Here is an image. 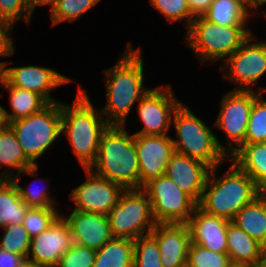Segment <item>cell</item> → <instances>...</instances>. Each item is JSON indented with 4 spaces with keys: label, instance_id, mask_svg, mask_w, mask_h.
I'll return each mask as SVG.
<instances>
[{
    "label": "cell",
    "instance_id": "cell-6",
    "mask_svg": "<svg viewBox=\"0 0 266 267\" xmlns=\"http://www.w3.org/2000/svg\"><path fill=\"white\" fill-rule=\"evenodd\" d=\"M185 32V45L204 66L207 62H224L240 48L252 30L246 26H219L203 16H198Z\"/></svg>",
    "mask_w": 266,
    "mask_h": 267
},
{
    "label": "cell",
    "instance_id": "cell-31",
    "mask_svg": "<svg viewBox=\"0 0 266 267\" xmlns=\"http://www.w3.org/2000/svg\"><path fill=\"white\" fill-rule=\"evenodd\" d=\"M133 267H163L156 238L151 233L134 240Z\"/></svg>",
    "mask_w": 266,
    "mask_h": 267
},
{
    "label": "cell",
    "instance_id": "cell-18",
    "mask_svg": "<svg viewBox=\"0 0 266 267\" xmlns=\"http://www.w3.org/2000/svg\"><path fill=\"white\" fill-rule=\"evenodd\" d=\"M62 216L69 224L74 244L98 250L113 238L106 215L72 209L68 216Z\"/></svg>",
    "mask_w": 266,
    "mask_h": 267
},
{
    "label": "cell",
    "instance_id": "cell-34",
    "mask_svg": "<svg viewBox=\"0 0 266 267\" xmlns=\"http://www.w3.org/2000/svg\"><path fill=\"white\" fill-rule=\"evenodd\" d=\"M187 267H233L227 253H217L190 242Z\"/></svg>",
    "mask_w": 266,
    "mask_h": 267
},
{
    "label": "cell",
    "instance_id": "cell-20",
    "mask_svg": "<svg viewBox=\"0 0 266 267\" xmlns=\"http://www.w3.org/2000/svg\"><path fill=\"white\" fill-rule=\"evenodd\" d=\"M230 222L208 214L197 206L187 223L191 242L217 253H227V231Z\"/></svg>",
    "mask_w": 266,
    "mask_h": 267
},
{
    "label": "cell",
    "instance_id": "cell-9",
    "mask_svg": "<svg viewBox=\"0 0 266 267\" xmlns=\"http://www.w3.org/2000/svg\"><path fill=\"white\" fill-rule=\"evenodd\" d=\"M255 36L252 32L240 48L219 67L223 78L235 83L232 90H257L265 93L266 86L254 88L266 75V41H258Z\"/></svg>",
    "mask_w": 266,
    "mask_h": 267
},
{
    "label": "cell",
    "instance_id": "cell-21",
    "mask_svg": "<svg viewBox=\"0 0 266 267\" xmlns=\"http://www.w3.org/2000/svg\"><path fill=\"white\" fill-rule=\"evenodd\" d=\"M0 179L18 181L24 174L38 176V166L34 165L24 154L13 129L8 126L0 130ZM12 170V171H11ZM16 170V172L14 171Z\"/></svg>",
    "mask_w": 266,
    "mask_h": 267
},
{
    "label": "cell",
    "instance_id": "cell-41",
    "mask_svg": "<svg viewBox=\"0 0 266 267\" xmlns=\"http://www.w3.org/2000/svg\"><path fill=\"white\" fill-rule=\"evenodd\" d=\"M213 0H186L194 17L203 16Z\"/></svg>",
    "mask_w": 266,
    "mask_h": 267
},
{
    "label": "cell",
    "instance_id": "cell-44",
    "mask_svg": "<svg viewBox=\"0 0 266 267\" xmlns=\"http://www.w3.org/2000/svg\"><path fill=\"white\" fill-rule=\"evenodd\" d=\"M18 267H37L36 265H34L31 261H29L27 258L25 260H23Z\"/></svg>",
    "mask_w": 266,
    "mask_h": 267
},
{
    "label": "cell",
    "instance_id": "cell-16",
    "mask_svg": "<svg viewBox=\"0 0 266 267\" xmlns=\"http://www.w3.org/2000/svg\"><path fill=\"white\" fill-rule=\"evenodd\" d=\"M139 161V188L165 174L171 155L175 152L172 136L134 134Z\"/></svg>",
    "mask_w": 266,
    "mask_h": 267
},
{
    "label": "cell",
    "instance_id": "cell-37",
    "mask_svg": "<svg viewBox=\"0 0 266 267\" xmlns=\"http://www.w3.org/2000/svg\"><path fill=\"white\" fill-rule=\"evenodd\" d=\"M18 189L20 198L23 200V202L29 206V208H47V207H56L58 205L56 202L57 196L51 197L48 187L37 188L35 186V189H33L34 182L29 185L28 188H24L23 186H20V183L18 181H13ZM33 185V186H32ZM31 187V188H30ZM33 187V188H32Z\"/></svg>",
    "mask_w": 266,
    "mask_h": 267
},
{
    "label": "cell",
    "instance_id": "cell-36",
    "mask_svg": "<svg viewBox=\"0 0 266 267\" xmlns=\"http://www.w3.org/2000/svg\"><path fill=\"white\" fill-rule=\"evenodd\" d=\"M60 214L57 207L28 208L22 225L33 238L46 230Z\"/></svg>",
    "mask_w": 266,
    "mask_h": 267
},
{
    "label": "cell",
    "instance_id": "cell-19",
    "mask_svg": "<svg viewBox=\"0 0 266 267\" xmlns=\"http://www.w3.org/2000/svg\"><path fill=\"white\" fill-rule=\"evenodd\" d=\"M151 234L156 238L163 267H186L191 242L187 224L157 223Z\"/></svg>",
    "mask_w": 266,
    "mask_h": 267
},
{
    "label": "cell",
    "instance_id": "cell-13",
    "mask_svg": "<svg viewBox=\"0 0 266 267\" xmlns=\"http://www.w3.org/2000/svg\"><path fill=\"white\" fill-rule=\"evenodd\" d=\"M86 180L70 192L72 209L108 215L117 205L120 195L125 190L122 186L84 168Z\"/></svg>",
    "mask_w": 266,
    "mask_h": 267
},
{
    "label": "cell",
    "instance_id": "cell-49",
    "mask_svg": "<svg viewBox=\"0 0 266 267\" xmlns=\"http://www.w3.org/2000/svg\"><path fill=\"white\" fill-rule=\"evenodd\" d=\"M263 267H266V260H264V265H263Z\"/></svg>",
    "mask_w": 266,
    "mask_h": 267
},
{
    "label": "cell",
    "instance_id": "cell-38",
    "mask_svg": "<svg viewBox=\"0 0 266 267\" xmlns=\"http://www.w3.org/2000/svg\"><path fill=\"white\" fill-rule=\"evenodd\" d=\"M97 250L73 244L60 258L57 267H93Z\"/></svg>",
    "mask_w": 266,
    "mask_h": 267
},
{
    "label": "cell",
    "instance_id": "cell-42",
    "mask_svg": "<svg viewBox=\"0 0 266 267\" xmlns=\"http://www.w3.org/2000/svg\"><path fill=\"white\" fill-rule=\"evenodd\" d=\"M244 1L247 11L251 16L258 14L257 12L259 11H257V9L259 7L261 8L262 6L266 5V0H244Z\"/></svg>",
    "mask_w": 266,
    "mask_h": 267
},
{
    "label": "cell",
    "instance_id": "cell-25",
    "mask_svg": "<svg viewBox=\"0 0 266 267\" xmlns=\"http://www.w3.org/2000/svg\"><path fill=\"white\" fill-rule=\"evenodd\" d=\"M0 87L9 92L11 111L5 110L9 123L35 114L49 104L37 93L10 86L4 79H2Z\"/></svg>",
    "mask_w": 266,
    "mask_h": 267
},
{
    "label": "cell",
    "instance_id": "cell-14",
    "mask_svg": "<svg viewBox=\"0 0 266 267\" xmlns=\"http://www.w3.org/2000/svg\"><path fill=\"white\" fill-rule=\"evenodd\" d=\"M73 244L69 224L61 213L46 230L31 239L27 259L37 267H57Z\"/></svg>",
    "mask_w": 266,
    "mask_h": 267
},
{
    "label": "cell",
    "instance_id": "cell-24",
    "mask_svg": "<svg viewBox=\"0 0 266 267\" xmlns=\"http://www.w3.org/2000/svg\"><path fill=\"white\" fill-rule=\"evenodd\" d=\"M264 248L266 247V193L242 207L231 221Z\"/></svg>",
    "mask_w": 266,
    "mask_h": 267
},
{
    "label": "cell",
    "instance_id": "cell-1",
    "mask_svg": "<svg viewBox=\"0 0 266 267\" xmlns=\"http://www.w3.org/2000/svg\"><path fill=\"white\" fill-rule=\"evenodd\" d=\"M142 48L128 43L125 52L110 68L103 70L106 103L100 109L108 125L126 126L127 116L135 103L151 89L144 83Z\"/></svg>",
    "mask_w": 266,
    "mask_h": 267
},
{
    "label": "cell",
    "instance_id": "cell-32",
    "mask_svg": "<svg viewBox=\"0 0 266 267\" xmlns=\"http://www.w3.org/2000/svg\"><path fill=\"white\" fill-rule=\"evenodd\" d=\"M3 229V235L0 234V248L26 259L32 239L27 230L22 224L7 225Z\"/></svg>",
    "mask_w": 266,
    "mask_h": 267
},
{
    "label": "cell",
    "instance_id": "cell-4",
    "mask_svg": "<svg viewBox=\"0 0 266 267\" xmlns=\"http://www.w3.org/2000/svg\"><path fill=\"white\" fill-rule=\"evenodd\" d=\"M222 176L220 166L211 168L204 191L197 206L204 212L232 221L237 212L262 192L253 179L232 161Z\"/></svg>",
    "mask_w": 266,
    "mask_h": 267
},
{
    "label": "cell",
    "instance_id": "cell-27",
    "mask_svg": "<svg viewBox=\"0 0 266 267\" xmlns=\"http://www.w3.org/2000/svg\"><path fill=\"white\" fill-rule=\"evenodd\" d=\"M28 208L20 198L15 183L0 179V230L7 225L22 224Z\"/></svg>",
    "mask_w": 266,
    "mask_h": 267
},
{
    "label": "cell",
    "instance_id": "cell-48",
    "mask_svg": "<svg viewBox=\"0 0 266 267\" xmlns=\"http://www.w3.org/2000/svg\"><path fill=\"white\" fill-rule=\"evenodd\" d=\"M264 260H266V247L264 248Z\"/></svg>",
    "mask_w": 266,
    "mask_h": 267
},
{
    "label": "cell",
    "instance_id": "cell-2",
    "mask_svg": "<svg viewBox=\"0 0 266 267\" xmlns=\"http://www.w3.org/2000/svg\"><path fill=\"white\" fill-rule=\"evenodd\" d=\"M88 91L79 85L73 103L62 102V132L81 167L90 168L96 161L99 141L109 126L100 108L94 107Z\"/></svg>",
    "mask_w": 266,
    "mask_h": 267
},
{
    "label": "cell",
    "instance_id": "cell-17",
    "mask_svg": "<svg viewBox=\"0 0 266 267\" xmlns=\"http://www.w3.org/2000/svg\"><path fill=\"white\" fill-rule=\"evenodd\" d=\"M210 170L211 167L204 162L174 152L167 164L165 175L198 203Z\"/></svg>",
    "mask_w": 266,
    "mask_h": 267
},
{
    "label": "cell",
    "instance_id": "cell-22",
    "mask_svg": "<svg viewBox=\"0 0 266 267\" xmlns=\"http://www.w3.org/2000/svg\"><path fill=\"white\" fill-rule=\"evenodd\" d=\"M227 254L233 267L264 265V247L232 222L228 224Z\"/></svg>",
    "mask_w": 266,
    "mask_h": 267
},
{
    "label": "cell",
    "instance_id": "cell-28",
    "mask_svg": "<svg viewBox=\"0 0 266 267\" xmlns=\"http://www.w3.org/2000/svg\"><path fill=\"white\" fill-rule=\"evenodd\" d=\"M134 240L112 238L96 252L93 267H133Z\"/></svg>",
    "mask_w": 266,
    "mask_h": 267
},
{
    "label": "cell",
    "instance_id": "cell-40",
    "mask_svg": "<svg viewBox=\"0 0 266 267\" xmlns=\"http://www.w3.org/2000/svg\"><path fill=\"white\" fill-rule=\"evenodd\" d=\"M24 257L0 248V267H18Z\"/></svg>",
    "mask_w": 266,
    "mask_h": 267
},
{
    "label": "cell",
    "instance_id": "cell-43",
    "mask_svg": "<svg viewBox=\"0 0 266 267\" xmlns=\"http://www.w3.org/2000/svg\"><path fill=\"white\" fill-rule=\"evenodd\" d=\"M5 110L6 109L0 105V130L5 129L9 126V121Z\"/></svg>",
    "mask_w": 266,
    "mask_h": 267
},
{
    "label": "cell",
    "instance_id": "cell-33",
    "mask_svg": "<svg viewBox=\"0 0 266 267\" xmlns=\"http://www.w3.org/2000/svg\"><path fill=\"white\" fill-rule=\"evenodd\" d=\"M149 3L169 22L178 23L180 21L184 23L183 26L186 30L195 18L186 0H149Z\"/></svg>",
    "mask_w": 266,
    "mask_h": 267
},
{
    "label": "cell",
    "instance_id": "cell-47",
    "mask_svg": "<svg viewBox=\"0 0 266 267\" xmlns=\"http://www.w3.org/2000/svg\"><path fill=\"white\" fill-rule=\"evenodd\" d=\"M260 14L263 15V16H265V20H266V12H264V11L262 12V10H261V13L259 12V15Z\"/></svg>",
    "mask_w": 266,
    "mask_h": 267
},
{
    "label": "cell",
    "instance_id": "cell-12",
    "mask_svg": "<svg viewBox=\"0 0 266 267\" xmlns=\"http://www.w3.org/2000/svg\"><path fill=\"white\" fill-rule=\"evenodd\" d=\"M182 102L175 96L172 86L157 85L151 88L137 104V115L143 128L134 134L166 135L172 126L174 111Z\"/></svg>",
    "mask_w": 266,
    "mask_h": 267
},
{
    "label": "cell",
    "instance_id": "cell-35",
    "mask_svg": "<svg viewBox=\"0 0 266 267\" xmlns=\"http://www.w3.org/2000/svg\"><path fill=\"white\" fill-rule=\"evenodd\" d=\"M36 8L37 4L33 0H0V18L14 26L24 20L29 26Z\"/></svg>",
    "mask_w": 266,
    "mask_h": 267
},
{
    "label": "cell",
    "instance_id": "cell-26",
    "mask_svg": "<svg viewBox=\"0 0 266 267\" xmlns=\"http://www.w3.org/2000/svg\"><path fill=\"white\" fill-rule=\"evenodd\" d=\"M203 17L219 26H247L251 15L244 0H213Z\"/></svg>",
    "mask_w": 266,
    "mask_h": 267
},
{
    "label": "cell",
    "instance_id": "cell-29",
    "mask_svg": "<svg viewBox=\"0 0 266 267\" xmlns=\"http://www.w3.org/2000/svg\"><path fill=\"white\" fill-rule=\"evenodd\" d=\"M101 0H53L50 6L51 26L63 22H75Z\"/></svg>",
    "mask_w": 266,
    "mask_h": 267
},
{
    "label": "cell",
    "instance_id": "cell-46",
    "mask_svg": "<svg viewBox=\"0 0 266 267\" xmlns=\"http://www.w3.org/2000/svg\"><path fill=\"white\" fill-rule=\"evenodd\" d=\"M53 0H39L36 4L37 7L47 6L49 5Z\"/></svg>",
    "mask_w": 266,
    "mask_h": 267
},
{
    "label": "cell",
    "instance_id": "cell-8",
    "mask_svg": "<svg viewBox=\"0 0 266 267\" xmlns=\"http://www.w3.org/2000/svg\"><path fill=\"white\" fill-rule=\"evenodd\" d=\"M107 217L113 238L135 240L150 234L157 224L151 201L142 188L125 189Z\"/></svg>",
    "mask_w": 266,
    "mask_h": 267
},
{
    "label": "cell",
    "instance_id": "cell-23",
    "mask_svg": "<svg viewBox=\"0 0 266 267\" xmlns=\"http://www.w3.org/2000/svg\"><path fill=\"white\" fill-rule=\"evenodd\" d=\"M229 160L248 174L261 192L266 193V142L245 143Z\"/></svg>",
    "mask_w": 266,
    "mask_h": 267
},
{
    "label": "cell",
    "instance_id": "cell-30",
    "mask_svg": "<svg viewBox=\"0 0 266 267\" xmlns=\"http://www.w3.org/2000/svg\"><path fill=\"white\" fill-rule=\"evenodd\" d=\"M260 92L254 100L250 113L245 143L266 142V99Z\"/></svg>",
    "mask_w": 266,
    "mask_h": 267
},
{
    "label": "cell",
    "instance_id": "cell-7",
    "mask_svg": "<svg viewBox=\"0 0 266 267\" xmlns=\"http://www.w3.org/2000/svg\"><path fill=\"white\" fill-rule=\"evenodd\" d=\"M25 156L37 160L50 150L62 132V101L49 103L35 114L9 123Z\"/></svg>",
    "mask_w": 266,
    "mask_h": 267
},
{
    "label": "cell",
    "instance_id": "cell-5",
    "mask_svg": "<svg viewBox=\"0 0 266 267\" xmlns=\"http://www.w3.org/2000/svg\"><path fill=\"white\" fill-rule=\"evenodd\" d=\"M172 125L176 132L172 137L175 152L200 160L211 168L222 167L224 161L229 160L224 153V143L183 101L173 113Z\"/></svg>",
    "mask_w": 266,
    "mask_h": 267
},
{
    "label": "cell",
    "instance_id": "cell-45",
    "mask_svg": "<svg viewBox=\"0 0 266 267\" xmlns=\"http://www.w3.org/2000/svg\"><path fill=\"white\" fill-rule=\"evenodd\" d=\"M5 64L9 65V61H0V85H1V81L3 79V66Z\"/></svg>",
    "mask_w": 266,
    "mask_h": 267
},
{
    "label": "cell",
    "instance_id": "cell-15",
    "mask_svg": "<svg viewBox=\"0 0 266 267\" xmlns=\"http://www.w3.org/2000/svg\"><path fill=\"white\" fill-rule=\"evenodd\" d=\"M3 79L10 86L37 93L48 103L60 102V100L57 101L52 97L51 90L74 81V79L52 68L32 64L15 67H7L5 64L3 66Z\"/></svg>",
    "mask_w": 266,
    "mask_h": 267
},
{
    "label": "cell",
    "instance_id": "cell-11",
    "mask_svg": "<svg viewBox=\"0 0 266 267\" xmlns=\"http://www.w3.org/2000/svg\"><path fill=\"white\" fill-rule=\"evenodd\" d=\"M142 189L151 201L157 223L187 224L197 207V202L165 174L150 180Z\"/></svg>",
    "mask_w": 266,
    "mask_h": 267
},
{
    "label": "cell",
    "instance_id": "cell-39",
    "mask_svg": "<svg viewBox=\"0 0 266 267\" xmlns=\"http://www.w3.org/2000/svg\"><path fill=\"white\" fill-rule=\"evenodd\" d=\"M15 26L0 18V57H10L15 54L14 39L11 32Z\"/></svg>",
    "mask_w": 266,
    "mask_h": 267
},
{
    "label": "cell",
    "instance_id": "cell-3",
    "mask_svg": "<svg viewBox=\"0 0 266 267\" xmlns=\"http://www.w3.org/2000/svg\"><path fill=\"white\" fill-rule=\"evenodd\" d=\"M89 169L124 189L139 188L134 134L126 126L109 125L100 137L96 161Z\"/></svg>",
    "mask_w": 266,
    "mask_h": 267
},
{
    "label": "cell",
    "instance_id": "cell-10",
    "mask_svg": "<svg viewBox=\"0 0 266 267\" xmlns=\"http://www.w3.org/2000/svg\"><path fill=\"white\" fill-rule=\"evenodd\" d=\"M257 90H230L221 97L213 127L226 136L224 153L229 158L245 144V135Z\"/></svg>",
    "mask_w": 266,
    "mask_h": 267
}]
</instances>
